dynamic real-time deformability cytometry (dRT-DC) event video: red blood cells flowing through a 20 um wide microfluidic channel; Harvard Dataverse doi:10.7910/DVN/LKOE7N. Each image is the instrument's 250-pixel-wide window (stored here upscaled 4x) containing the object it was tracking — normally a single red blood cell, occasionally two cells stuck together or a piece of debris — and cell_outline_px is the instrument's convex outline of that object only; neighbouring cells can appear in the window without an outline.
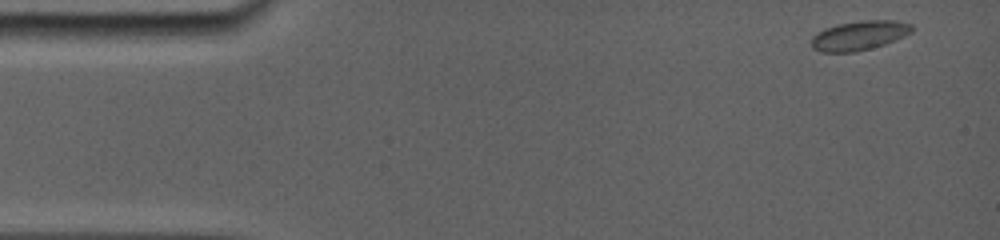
{"species": "common noctule bat (a hibernating species)", "species_latin": "Nyctalus noctula", "temperature_condition": "room temperature", "stored_images_in_passage": 33, "camera_frame_rate_fps": 5000, "um_per_image_px": 0.085, "animal": {"sex": "female", "body_mass_g": 19.0, "forearm_length_mm": 56.7}, "frame": {"image": 1, "passage_image": 1, "time_ms": 0.0, "image_size_px": [1000, 240], "cell_outline_px": [[912, 32], [904, 36], [884, 44], [852, 52], [820, 52], [812, 48], [812, 36], [824, 28], [836, 24], [864, 20], [896, 20], [912, 24]], "centroid_in_image_um": [73.02, 3.0], "position_along_channel_um": 12.0, "area_um2": 17.11}}
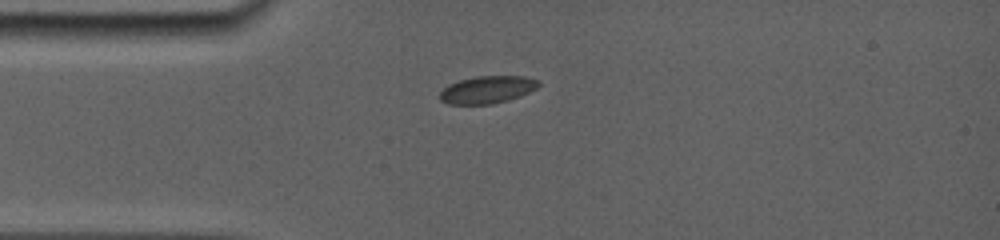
{"frame": {"image": 2, "passage_image": 28, "time_ms": 3.2, "image_size_px": [1000, 240], "cell_outline_px": [[540, 84], [536, 88], [520, 96], [492, 104], [448, 104], [440, 100], [440, 92], [448, 84], [460, 80], [476, 76], [524, 76], [540, 80]], "centroid_in_image_um": [41.41, 7.61], "position_along_channel_um": 43.6, "area_um2": 15.72}}